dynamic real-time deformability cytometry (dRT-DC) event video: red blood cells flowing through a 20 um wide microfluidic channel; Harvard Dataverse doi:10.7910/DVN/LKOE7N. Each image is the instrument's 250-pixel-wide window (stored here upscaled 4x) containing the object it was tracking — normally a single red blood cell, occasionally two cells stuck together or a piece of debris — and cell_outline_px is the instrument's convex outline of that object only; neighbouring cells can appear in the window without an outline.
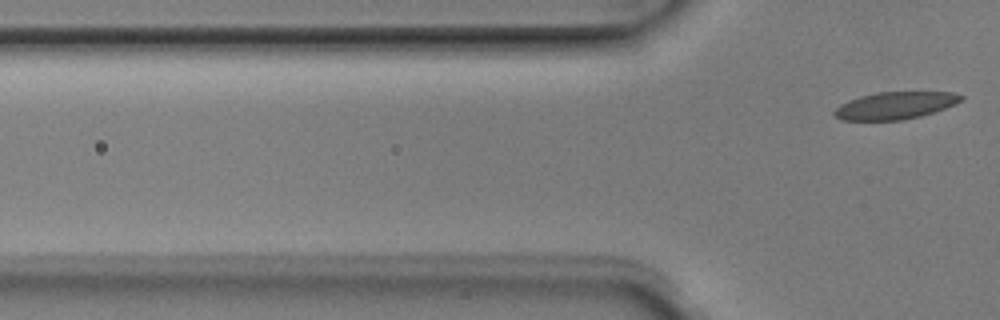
{"species": "Egyptian fruit bat (a non-hibernating species)", "species_latin": "Rousettus aegyptiacus", "temperature_condition": "room temperature", "stored_images_in_passage": 7, "segment_of_instrument_passage": [2, 2], "camera_frame_rate_fps": 3000, "um_per_image_px": 0.085, "animal": {"sex": "male"}, "frame": {"image": 1, "passage_image": 7, "time_ms": 2.0, "image_size_px": [1000, 320], "cell_outline_px": [[964, 100], [944, 108], [920, 116], [904, 120], [840, 120], [832, 112], [840, 104], [848, 100], [860, 96], [876, 92], [952, 92], [964, 96]], "centroid_in_image_um": [76.07, 8.96], "position_along_channel_um": 49.7, "area_um2": 20.11}}